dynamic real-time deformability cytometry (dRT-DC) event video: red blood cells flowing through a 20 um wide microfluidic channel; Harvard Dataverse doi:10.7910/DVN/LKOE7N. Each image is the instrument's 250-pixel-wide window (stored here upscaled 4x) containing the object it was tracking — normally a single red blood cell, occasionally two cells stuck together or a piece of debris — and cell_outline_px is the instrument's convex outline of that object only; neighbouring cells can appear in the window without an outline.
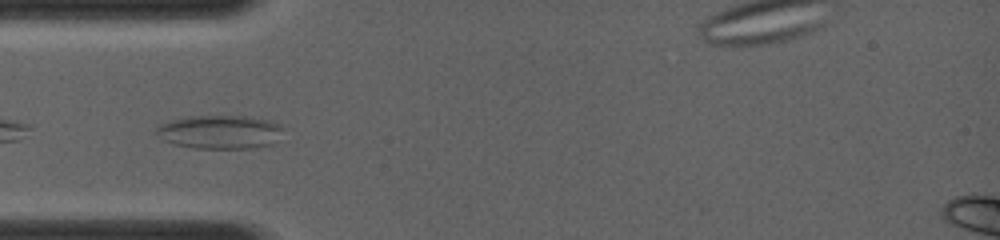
{"species": "common noctule bat (a hibernating species)", "species_latin": "Nyctalus noctula", "temperature_condition": "room temperature", "stored_images_in_passage": 2, "camera_frame_rate_fps": 4000, "um_per_image_px": 0.085, "animal": {"sex": "female", "body_mass_g": 19.0, "forearm_length_mm": 56.7}, "frame": {"image": 1, "passage_image": 1, "time_ms": 0.0, "image_size_px": [1000, 240], "cell_outline_px": [[284, 128], [272, 144], [252, 148], [192, 148], [176, 144], [164, 140], [156, 136], [156, 128], [160, 124], [172, 120], [188, 116], [248, 116], [268, 120], [280, 124]], "centroid_in_image_um": [18.68, 11.21], "position_along_channel_um": 66.3, "area_um2": 24.8}}